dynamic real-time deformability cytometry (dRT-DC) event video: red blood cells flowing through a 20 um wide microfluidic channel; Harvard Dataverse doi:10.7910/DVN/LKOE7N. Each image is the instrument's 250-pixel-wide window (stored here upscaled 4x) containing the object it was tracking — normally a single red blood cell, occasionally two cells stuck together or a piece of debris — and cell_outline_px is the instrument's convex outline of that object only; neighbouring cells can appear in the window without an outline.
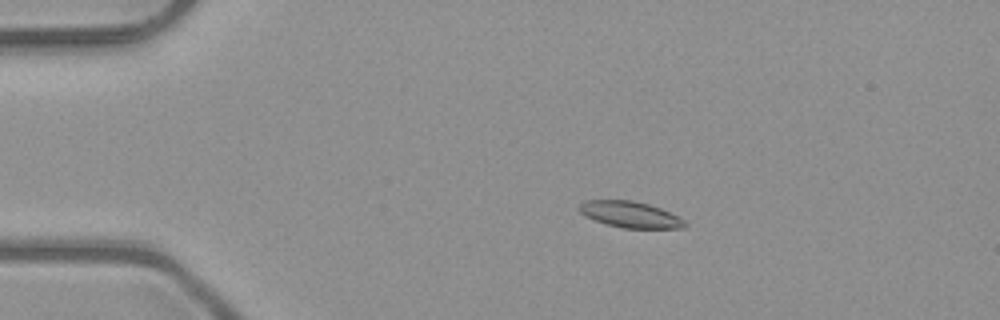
{"species": "common noctule bat (a hibernating species)", "species_latin": "Nyctalus noctula", "temperature_condition": "room temperature", "stored_images_in_passage": 6, "camera_frame_rate_fps": 3000, "um_per_image_px": 0.085, "animal": {"sex": "male", "body_mass_g": 23.1, "forearm_length_mm": 52.7}, "frame": {"image": 1, "passage_image": 4, "time_ms": 1.0, "image_size_px": [1000, 320], "cell_outline_px": [[688, 224], [684, 228], [624, 228], [608, 224], [584, 216], [576, 208], [584, 200], [632, 200], [648, 204], [660, 208], [684, 220]], "centroid_in_image_um": [53.53, 18.22], "position_along_channel_um": 31.5, "area_um2": 16.01}}
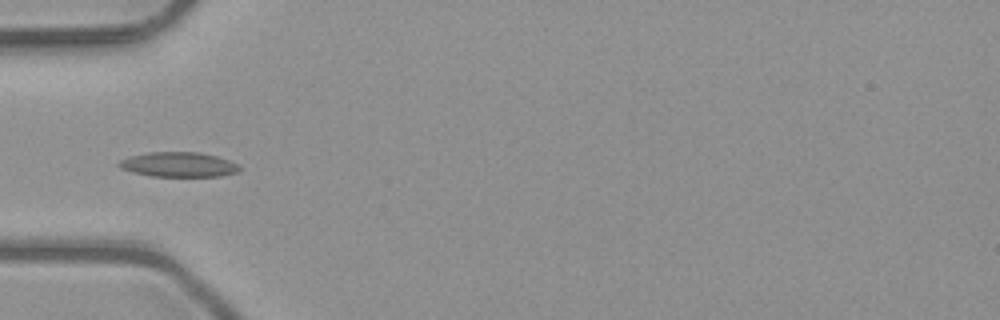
{"frame": {"image": 2, "passage_image": 6, "time_ms": 1.667, "image_size_px": [1000, 320], "cell_outline_px": [[240, 172], [220, 176], [152, 176], [132, 172], [120, 168], [116, 164], [120, 160], [132, 156], [148, 152], [200, 152], [216, 156], [240, 164]], "centroid_in_image_um": [15.2, 13.99], "position_along_channel_um": 69.8, "area_um2": 17.46}}